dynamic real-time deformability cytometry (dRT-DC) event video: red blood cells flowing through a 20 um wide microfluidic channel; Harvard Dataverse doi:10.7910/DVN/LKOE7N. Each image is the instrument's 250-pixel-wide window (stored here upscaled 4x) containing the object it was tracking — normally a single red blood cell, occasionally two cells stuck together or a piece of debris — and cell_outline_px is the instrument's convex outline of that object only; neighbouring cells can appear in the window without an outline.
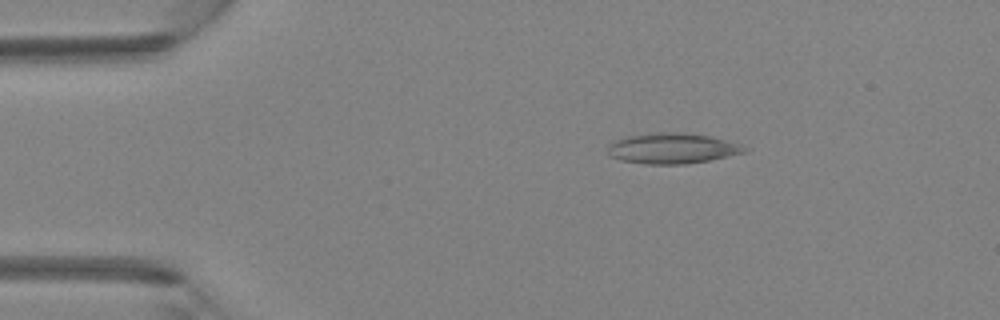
{"species": "Egyptian fruit bat (a non-hibernating species)", "species_latin": "Rousettus aegyptiacus", "temperature_condition": "room temperature", "stored_images_in_passage": 4, "camera_frame_rate_fps": 3000, "um_per_image_px": 0.085, "animal": {"sex": "female"}, "frame": {"image": 1, "passage_image": 2, "time_ms": 0.333, "image_size_px": [1000, 320], "cell_outline_px": [[748, 148], [744, 152], [708, 160], [684, 164], [644, 164], [620, 160], [608, 156], [608, 144], [612, 140], [628, 136], [656, 132], [684, 132], [712, 136], [740, 144]], "centroid_in_image_um": [57.08, 12.6], "position_along_channel_um": 27.9, "area_um2": 24.45}}